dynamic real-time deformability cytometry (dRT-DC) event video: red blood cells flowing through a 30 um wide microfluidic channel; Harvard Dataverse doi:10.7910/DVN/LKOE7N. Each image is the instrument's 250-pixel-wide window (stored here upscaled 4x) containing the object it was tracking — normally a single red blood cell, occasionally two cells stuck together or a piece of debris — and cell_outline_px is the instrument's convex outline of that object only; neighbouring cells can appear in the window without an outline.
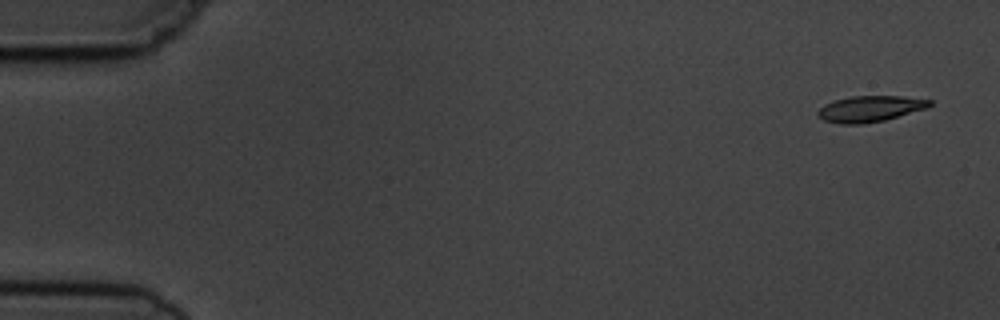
{"species": "common noctule bat (a hibernating species)", "species_latin": "Nyctalus noctula", "temperature_condition": "cold", "stored_images_in_passage": 6, "camera_frame_rate_fps": 3000, "um_per_image_px": 0.085, "animal": {"sex": "male", "body_mass_g": 19.5, "forearm_length_mm": 54.6}, "frame": {"image": 1, "passage_image": 1, "time_ms": 0.0, "image_size_px": [1000, 320], "cell_outline_px": [[932, 104], [928, 108], [884, 120], [864, 124], [840, 124], [824, 120], [816, 112], [824, 104], [836, 100], [852, 96], [900, 96], [932, 100]], "centroid_in_image_um": [73.97, 9.25], "position_along_channel_um": 11.0, "area_um2": 16.88}}